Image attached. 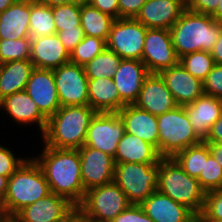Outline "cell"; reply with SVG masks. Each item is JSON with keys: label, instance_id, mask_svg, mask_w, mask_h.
<instances>
[{"label": "cell", "instance_id": "cell-38", "mask_svg": "<svg viewBox=\"0 0 222 222\" xmlns=\"http://www.w3.org/2000/svg\"><path fill=\"white\" fill-rule=\"evenodd\" d=\"M196 219H216L222 221V188L206 192L202 212Z\"/></svg>", "mask_w": 222, "mask_h": 222}, {"label": "cell", "instance_id": "cell-9", "mask_svg": "<svg viewBox=\"0 0 222 222\" xmlns=\"http://www.w3.org/2000/svg\"><path fill=\"white\" fill-rule=\"evenodd\" d=\"M147 28L136 18L115 19L106 41L107 49L122 59L142 58Z\"/></svg>", "mask_w": 222, "mask_h": 222}, {"label": "cell", "instance_id": "cell-25", "mask_svg": "<svg viewBox=\"0 0 222 222\" xmlns=\"http://www.w3.org/2000/svg\"><path fill=\"white\" fill-rule=\"evenodd\" d=\"M30 0H18L0 14V39L30 37Z\"/></svg>", "mask_w": 222, "mask_h": 222}, {"label": "cell", "instance_id": "cell-7", "mask_svg": "<svg viewBox=\"0 0 222 222\" xmlns=\"http://www.w3.org/2000/svg\"><path fill=\"white\" fill-rule=\"evenodd\" d=\"M114 182L131 204L140 205L158 188V163H117Z\"/></svg>", "mask_w": 222, "mask_h": 222}, {"label": "cell", "instance_id": "cell-4", "mask_svg": "<svg viewBox=\"0 0 222 222\" xmlns=\"http://www.w3.org/2000/svg\"><path fill=\"white\" fill-rule=\"evenodd\" d=\"M45 175L33 157L28 158L9 177L7 194L1 206L14 217L24 207L50 194Z\"/></svg>", "mask_w": 222, "mask_h": 222}, {"label": "cell", "instance_id": "cell-58", "mask_svg": "<svg viewBox=\"0 0 222 222\" xmlns=\"http://www.w3.org/2000/svg\"><path fill=\"white\" fill-rule=\"evenodd\" d=\"M6 222H18L14 217H9Z\"/></svg>", "mask_w": 222, "mask_h": 222}, {"label": "cell", "instance_id": "cell-31", "mask_svg": "<svg viewBox=\"0 0 222 222\" xmlns=\"http://www.w3.org/2000/svg\"><path fill=\"white\" fill-rule=\"evenodd\" d=\"M209 155L208 144L202 141L200 144L178 152L173 158L188 175L198 178L203 170L204 159H207Z\"/></svg>", "mask_w": 222, "mask_h": 222}, {"label": "cell", "instance_id": "cell-50", "mask_svg": "<svg viewBox=\"0 0 222 222\" xmlns=\"http://www.w3.org/2000/svg\"><path fill=\"white\" fill-rule=\"evenodd\" d=\"M34 1L41 3V4H45L50 7L74 3L73 0H34Z\"/></svg>", "mask_w": 222, "mask_h": 222}, {"label": "cell", "instance_id": "cell-15", "mask_svg": "<svg viewBox=\"0 0 222 222\" xmlns=\"http://www.w3.org/2000/svg\"><path fill=\"white\" fill-rule=\"evenodd\" d=\"M25 91L47 119L61 107L53 70L34 68Z\"/></svg>", "mask_w": 222, "mask_h": 222}, {"label": "cell", "instance_id": "cell-16", "mask_svg": "<svg viewBox=\"0 0 222 222\" xmlns=\"http://www.w3.org/2000/svg\"><path fill=\"white\" fill-rule=\"evenodd\" d=\"M134 105L156 116L178 106L159 73H149L145 77Z\"/></svg>", "mask_w": 222, "mask_h": 222}, {"label": "cell", "instance_id": "cell-55", "mask_svg": "<svg viewBox=\"0 0 222 222\" xmlns=\"http://www.w3.org/2000/svg\"><path fill=\"white\" fill-rule=\"evenodd\" d=\"M196 222H222L216 219H196Z\"/></svg>", "mask_w": 222, "mask_h": 222}, {"label": "cell", "instance_id": "cell-17", "mask_svg": "<svg viewBox=\"0 0 222 222\" xmlns=\"http://www.w3.org/2000/svg\"><path fill=\"white\" fill-rule=\"evenodd\" d=\"M159 74L178 106L191 104L204 94L203 82L193 77L180 63Z\"/></svg>", "mask_w": 222, "mask_h": 222}, {"label": "cell", "instance_id": "cell-44", "mask_svg": "<svg viewBox=\"0 0 222 222\" xmlns=\"http://www.w3.org/2000/svg\"><path fill=\"white\" fill-rule=\"evenodd\" d=\"M219 2L220 0H189L186 3V9L196 13L212 15L216 11Z\"/></svg>", "mask_w": 222, "mask_h": 222}, {"label": "cell", "instance_id": "cell-6", "mask_svg": "<svg viewBox=\"0 0 222 222\" xmlns=\"http://www.w3.org/2000/svg\"><path fill=\"white\" fill-rule=\"evenodd\" d=\"M157 123L159 155L162 158L174 157L187 147L202 142L194 132L184 106H177L171 111L158 115Z\"/></svg>", "mask_w": 222, "mask_h": 222}, {"label": "cell", "instance_id": "cell-10", "mask_svg": "<svg viewBox=\"0 0 222 222\" xmlns=\"http://www.w3.org/2000/svg\"><path fill=\"white\" fill-rule=\"evenodd\" d=\"M124 133V122L118 112H97L90 122L84 146L101 150L114 158Z\"/></svg>", "mask_w": 222, "mask_h": 222}, {"label": "cell", "instance_id": "cell-8", "mask_svg": "<svg viewBox=\"0 0 222 222\" xmlns=\"http://www.w3.org/2000/svg\"><path fill=\"white\" fill-rule=\"evenodd\" d=\"M130 205L125 193L112 181L87 190L77 208L81 217L111 222Z\"/></svg>", "mask_w": 222, "mask_h": 222}, {"label": "cell", "instance_id": "cell-11", "mask_svg": "<svg viewBox=\"0 0 222 222\" xmlns=\"http://www.w3.org/2000/svg\"><path fill=\"white\" fill-rule=\"evenodd\" d=\"M53 73L61 107L89 105L88 78L83 66L69 61Z\"/></svg>", "mask_w": 222, "mask_h": 222}, {"label": "cell", "instance_id": "cell-19", "mask_svg": "<svg viewBox=\"0 0 222 222\" xmlns=\"http://www.w3.org/2000/svg\"><path fill=\"white\" fill-rule=\"evenodd\" d=\"M149 74L146 66L140 60L122 59L113 75V82L121 100L126 105H133L141 91L143 81Z\"/></svg>", "mask_w": 222, "mask_h": 222}, {"label": "cell", "instance_id": "cell-54", "mask_svg": "<svg viewBox=\"0 0 222 222\" xmlns=\"http://www.w3.org/2000/svg\"><path fill=\"white\" fill-rule=\"evenodd\" d=\"M9 218L8 213L4 210V208L0 204V222H6Z\"/></svg>", "mask_w": 222, "mask_h": 222}, {"label": "cell", "instance_id": "cell-53", "mask_svg": "<svg viewBox=\"0 0 222 222\" xmlns=\"http://www.w3.org/2000/svg\"><path fill=\"white\" fill-rule=\"evenodd\" d=\"M18 0H0V14Z\"/></svg>", "mask_w": 222, "mask_h": 222}, {"label": "cell", "instance_id": "cell-28", "mask_svg": "<svg viewBox=\"0 0 222 222\" xmlns=\"http://www.w3.org/2000/svg\"><path fill=\"white\" fill-rule=\"evenodd\" d=\"M30 60L11 61L2 64L0 72V100L16 92L24 91L31 71Z\"/></svg>", "mask_w": 222, "mask_h": 222}, {"label": "cell", "instance_id": "cell-46", "mask_svg": "<svg viewBox=\"0 0 222 222\" xmlns=\"http://www.w3.org/2000/svg\"><path fill=\"white\" fill-rule=\"evenodd\" d=\"M205 143H222V114L219 119L212 125Z\"/></svg>", "mask_w": 222, "mask_h": 222}, {"label": "cell", "instance_id": "cell-2", "mask_svg": "<svg viewBox=\"0 0 222 222\" xmlns=\"http://www.w3.org/2000/svg\"><path fill=\"white\" fill-rule=\"evenodd\" d=\"M96 113L89 105L60 107L47 119L46 129L41 135L43 144L52 148H81Z\"/></svg>", "mask_w": 222, "mask_h": 222}, {"label": "cell", "instance_id": "cell-57", "mask_svg": "<svg viewBox=\"0 0 222 222\" xmlns=\"http://www.w3.org/2000/svg\"><path fill=\"white\" fill-rule=\"evenodd\" d=\"M74 2L85 4L88 3L89 0H73Z\"/></svg>", "mask_w": 222, "mask_h": 222}, {"label": "cell", "instance_id": "cell-47", "mask_svg": "<svg viewBox=\"0 0 222 222\" xmlns=\"http://www.w3.org/2000/svg\"><path fill=\"white\" fill-rule=\"evenodd\" d=\"M214 63L222 65V29L220 30V36L210 51Z\"/></svg>", "mask_w": 222, "mask_h": 222}, {"label": "cell", "instance_id": "cell-37", "mask_svg": "<svg viewBox=\"0 0 222 222\" xmlns=\"http://www.w3.org/2000/svg\"><path fill=\"white\" fill-rule=\"evenodd\" d=\"M197 179L206 192L222 188V167L211 154L204 159L203 170Z\"/></svg>", "mask_w": 222, "mask_h": 222}, {"label": "cell", "instance_id": "cell-39", "mask_svg": "<svg viewBox=\"0 0 222 222\" xmlns=\"http://www.w3.org/2000/svg\"><path fill=\"white\" fill-rule=\"evenodd\" d=\"M204 94L222 99V65L214 64L203 81Z\"/></svg>", "mask_w": 222, "mask_h": 222}, {"label": "cell", "instance_id": "cell-40", "mask_svg": "<svg viewBox=\"0 0 222 222\" xmlns=\"http://www.w3.org/2000/svg\"><path fill=\"white\" fill-rule=\"evenodd\" d=\"M26 159L15 157L11 149L0 145V175L10 177Z\"/></svg>", "mask_w": 222, "mask_h": 222}, {"label": "cell", "instance_id": "cell-51", "mask_svg": "<svg viewBox=\"0 0 222 222\" xmlns=\"http://www.w3.org/2000/svg\"><path fill=\"white\" fill-rule=\"evenodd\" d=\"M59 222H81V212L76 207L67 217Z\"/></svg>", "mask_w": 222, "mask_h": 222}, {"label": "cell", "instance_id": "cell-35", "mask_svg": "<svg viewBox=\"0 0 222 222\" xmlns=\"http://www.w3.org/2000/svg\"><path fill=\"white\" fill-rule=\"evenodd\" d=\"M31 38L16 40L0 39V64L11 61L30 60Z\"/></svg>", "mask_w": 222, "mask_h": 222}, {"label": "cell", "instance_id": "cell-34", "mask_svg": "<svg viewBox=\"0 0 222 222\" xmlns=\"http://www.w3.org/2000/svg\"><path fill=\"white\" fill-rule=\"evenodd\" d=\"M106 48V40L85 35L70 53V62L85 66Z\"/></svg>", "mask_w": 222, "mask_h": 222}, {"label": "cell", "instance_id": "cell-18", "mask_svg": "<svg viewBox=\"0 0 222 222\" xmlns=\"http://www.w3.org/2000/svg\"><path fill=\"white\" fill-rule=\"evenodd\" d=\"M185 10L183 0H147L136 19L146 28L170 29Z\"/></svg>", "mask_w": 222, "mask_h": 222}, {"label": "cell", "instance_id": "cell-41", "mask_svg": "<svg viewBox=\"0 0 222 222\" xmlns=\"http://www.w3.org/2000/svg\"><path fill=\"white\" fill-rule=\"evenodd\" d=\"M111 222H154L140 205L131 204Z\"/></svg>", "mask_w": 222, "mask_h": 222}, {"label": "cell", "instance_id": "cell-22", "mask_svg": "<svg viewBox=\"0 0 222 222\" xmlns=\"http://www.w3.org/2000/svg\"><path fill=\"white\" fill-rule=\"evenodd\" d=\"M3 109L9 118L16 121L18 125L29 124L39 127L41 134L46 129L47 118L40 112L36 103L30 98L28 93L24 91L16 92L8 95L0 100V110Z\"/></svg>", "mask_w": 222, "mask_h": 222}, {"label": "cell", "instance_id": "cell-56", "mask_svg": "<svg viewBox=\"0 0 222 222\" xmlns=\"http://www.w3.org/2000/svg\"><path fill=\"white\" fill-rule=\"evenodd\" d=\"M81 222H107V221H99V220H93L86 217H81Z\"/></svg>", "mask_w": 222, "mask_h": 222}, {"label": "cell", "instance_id": "cell-3", "mask_svg": "<svg viewBox=\"0 0 222 222\" xmlns=\"http://www.w3.org/2000/svg\"><path fill=\"white\" fill-rule=\"evenodd\" d=\"M222 23L209 14H201L186 9L169 29L172 44L178 58L196 51L213 49L220 36Z\"/></svg>", "mask_w": 222, "mask_h": 222}, {"label": "cell", "instance_id": "cell-52", "mask_svg": "<svg viewBox=\"0 0 222 222\" xmlns=\"http://www.w3.org/2000/svg\"><path fill=\"white\" fill-rule=\"evenodd\" d=\"M217 22L222 23V0H220L216 11L211 15Z\"/></svg>", "mask_w": 222, "mask_h": 222}, {"label": "cell", "instance_id": "cell-20", "mask_svg": "<svg viewBox=\"0 0 222 222\" xmlns=\"http://www.w3.org/2000/svg\"><path fill=\"white\" fill-rule=\"evenodd\" d=\"M140 206L154 222H196V215L190 209L158 190Z\"/></svg>", "mask_w": 222, "mask_h": 222}, {"label": "cell", "instance_id": "cell-49", "mask_svg": "<svg viewBox=\"0 0 222 222\" xmlns=\"http://www.w3.org/2000/svg\"><path fill=\"white\" fill-rule=\"evenodd\" d=\"M9 177L0 175V204L3 202L8 189Z\"/></svg>", "mask_w": 222, "mask_h": 222}, {"label": "cell", "instance_id": "cell-14", "mask_svg": "<svg viewBox=\"0 0 222 222\" xmlns=\"http://www.w3.org/2000/svg\"><path fill=\"white\" fill-rule=\"evenodd\" d=\"M76 206L67 198L50 193L20 210L14 218L18 222H59Z\"/></svg>", "mask_w": 222, "mask_h": 222}, {"label": "cell", "instance_id": "cell-43", "mask_svg": "<svg viewBox=\"0 0 222 222\" xmlns=\"http://www.w3.org/2000/svg\"><path fill=\"white\" fill-rule=\"evenodd\" d=\"M147 0H118L119 18H136Z\"/></svg>", "mask_w": 222, "mask_h": 222}, {"label": "cell", "instance_id": "cell-33", "mask_svg": "<svg viewBox=\"0 0 222 222\" xmlns=\"http://www.w3.org/2000/svg\"><path fill=\"white\" fill-rule=\"evenodd\" d=\"M179 63L193 77L204 81L214 66V60L208 51H196L179 58Z\"/></svg>", "mask_w": 222, "mask_h": 222}, {"label": "cell", "instance_id": "cell-21", "mask_svg": "<svg viewBox=\"0 0 222 222\" xmlns=\"http://www.w3.org/2000/svg\"><path fill=\"white\" fill-rule=\"evenodd\" d=\"M30 61L34 68L54 70L70 61V53L57 34L41 36L31 38Z\"/></svg>", "mask_w": 222, "mask_h": 222}, {"label": "cell", "instance_id": "cell-24", "mask_svg": "<svg viewBox=\"0 0 222 222\" xmlns=\"http://www.w3.org/2000/svg\"><path fill=\"white\" fill-rule=\"evenodd\" d=\"M118 114L124 122L126 133L138 136L153 145L159 153V130L156 115L139 109L134 104L125 105L118 111Z\"/></svg>", "mask_w": 222, "mask_h": 222}, {"label": "cell", "instance_id": "cell-1", "mask_svg": "<svg viewBox=\"0 0 222 222\" xmlns=\"http://www.w3.org/2000/svg\"><path fill=\"white\" fill-rule=\"evenodd\" d=\"M33 158L41 167L52 193L67 198L76 207L83 201L86 191L78 149L44 145L41 154Z\"/></svg>", "mask_w": 222, "mask_h": 222}, {"label": "cell", "instance_id": "cell-23", "mask_svg": "<svg viewBox=\"0 0 222 222\" xmlns=\"http://www.w3.org/2000/svg\"><path fill=\"white\" fill-rule=\"evenodd\" d=\"M184 109L194 132L204 141L222 114V99L203 94L191 104L185 105Z\"/></svg>", "mask_w": 222, "mask_h": 222}, {"label": "cell", "instance_id": "cell-30", "mask_svg": "<svg viewBox=\"0 0 222 222\" xmlns=\"http://www.w3.org/2000/svg\"><path fill=\"white\" fill-rule=\"evenodd\" d=\"M30 38L57 34L53 20V7L30 0Z\"/></svg>", "mask_w": 222, "mask_h": 222}, {"label": "cell", "instance_id": "cell-27", "mask_svg": "<svg viewBox=\"0 0 222 222\" xmlns=\"http://www.w3.org/2000/svg\"><path fill=\"white\" fill-rule=\"evenodd\" d=\"M162 157L157 149L138 136L124 133L117 144L114 163H158Z\"/></svg>", "mask_w": 222, "mask_h": 222}, {"label": "cell", "instance_id": "cell-48", "mask_svg": "<svg viewBox=\"0 0 222 222\" xmlns=\"http://www.w3.org/2000/svg\"><path fill=\"white\" fill-rule=\"evenodd\" d=\"M210 149V154L222 167V143H207Z\"/></svg>", "mask_w": 222, "mask_h": 222}, {"label": "cell", "instance_id": "cell-26", "mask_svg": "<svg viewBox=\"0 0 222 222\" xmlns=\"http://www.w3.org/2000/svg\"><path fill=\"white\" fill-rule=\"evenodd\" d=\"M89 106L96 112H118L126 104L121 100L113 78L88 79Z\"/></svg>", "mask_w": 222, "mask_h": 222}, {"label": "cell", "instance_id": "cell-32", "mask_svg": "<svg viewBox=\"0 0 222 222\" xmlns=\"http://www.w3.org/2000/svg\"><path fill=\"white\" fill-rule=\"evenodd\" d=\"M122 58L107 48L84 67L88 79L113 78Z\"/></svg>", "mask_w": 222, "mask_h": 222}, {"label": "cell", "instance_id": "cell-36", "mask_svg": "<svg viewBox=\"0 0 222 222\" xmlns=\"http://www.w3.org/2000/svg\"><path fill=\"white\" fill-rule=\"evenodd\" d=\"M81 3L57 5L53 7V20L56 31L75 29L80 23Z\"/></svg>", "mask_w": 222, "mask_h": 222}, {"label": "cell", "instance_id": "cell-45", "mask_svg": "<svg viewBox=\"0 0 222 222\" xmlns=\"http://www.w3.org/2000/svg\"><path fill=\"white\" fill-rule=\"evenodd\" d=\"M88 4L115 19H119L118 0H89Z\"/></svg>", "mask_w": 222, "mask_h": 222}, {"label": "cell", "instance_id": "cell-42", "mask_svg": "<svg viewBox=\"0 0 222 222\" xmlns=\"http://www.w3.org/2000/svg\"><path fill=\"white\" fill-rule=\"evenodd\" d=\"M57 35L69 53L73 51L75 46L82 41L85 36L81 26H77L75 29L57 32Z\"/></svg>", "mask_w": 222, "mask_h": 222}, {"label": "cell", "instance_id": "cell-13", "mask_svg": "<svg viewBox=\"0 0 222 222\" xmlns=\"http://www.w3.org/2000/svg\"><path fill=\"white\" fill-rule=\"evenodd\" d=\"M78 151L85 191L114 181L115 163L112 156L84 145Z\"/></svg>", "mask_w": 222, "mask_h": 222}, {"label": "cell", "instance_id": "cell-12", "mask_svg": "<svg viewBox=\"0 0 222 222\" xmlns=\"http://www.w3.org/2000/svg\"><path fill=\"white\" fill-rule=\"evenodd\" d=\"M141 61L149 73H160L179 63L169 29L147 28Z\"/></svg>", "mask_w": 222, "mask_h": 222}, {"label": "cell", "instance_id": "cell-29", "mask_svg": "<svg viewBox=\"0 0 222 222\" xmlns=\"http://www.w3.org/2000/svg\"><path fill=\"white\" fill-rule=\"evenodd\" d=\"M115 18L92 7L81 4L80 23L85 35L108 40L109 32Z\"/></svg>", "mask_w": 222, "mask_h": 222}, {"label": "cell", "instance_id": "cell-5", "mask_svg": "<svg viewBox=\"0 0 222 222\" xmlns=\"http://www.w3.org/2000/svg\"><path fill=\"white\" fill-rule=\"evenodd\" d=\"M157 190L183 204L196 216L204 206L206 191L195 177L188 175L173 157L158 162Z\"/></svg>", "mask_w": 222, "mask_h": 222}]
</instances>
